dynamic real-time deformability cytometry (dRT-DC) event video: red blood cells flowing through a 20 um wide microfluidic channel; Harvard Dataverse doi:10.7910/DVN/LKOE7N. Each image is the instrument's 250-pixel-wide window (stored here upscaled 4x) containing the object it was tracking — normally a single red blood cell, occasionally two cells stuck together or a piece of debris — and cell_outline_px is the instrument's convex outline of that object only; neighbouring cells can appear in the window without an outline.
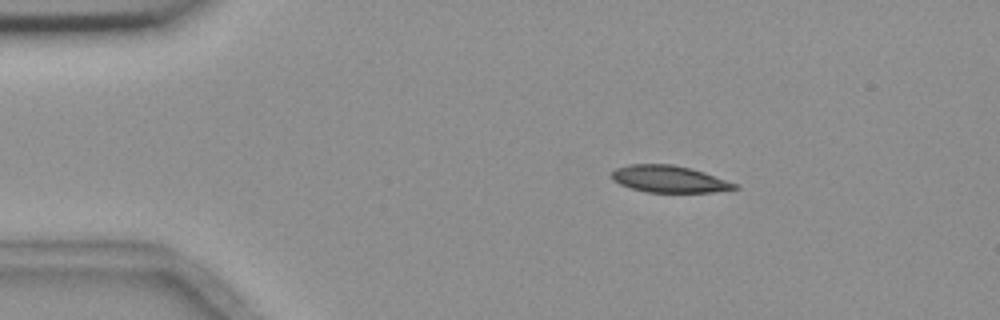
{"species": "common noctule bat (a hibernating species)", "species_latin": "Nyctalus noctula", "temperature_condition": "room temperature", "stored_images_in_passage": 4, "camera_frame_rate_fps": 3000, "um_per_image_px": 0.085, "animal": {"sex": "female", "body_mass_g": 18.4}, "frame": {"image": 1, "passage_image": 2, "time_ms": 1.333, "image_size_px": [1000, 320], "cell_outline_px": [[740, 188], [712, 192], [648, 192], [632, 188], [620, 184], [612, 180], [612, 172], [616, 168], [628, 164], [672, 164], [692, 168], [740, 184]], "centroid_in_image_um": [56.92, 15.21], "position_along_channel_um": 28.1, "area_um2": 19.36}}